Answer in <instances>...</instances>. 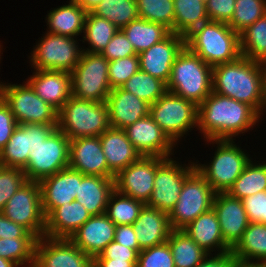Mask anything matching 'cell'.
I'll return each mask as SVG.
<instances>
[{
    "instance_id": "6da1fadb",
    "label": "cell",
    "mask_w": 266,
    "mask_h": 267,
    "mask_svg": "<svg viewBox=\"0 0 266 267\" xmlns=\"http://www.w3.org/2000/svg\"><path fill=\"white\" fill-rule=\"evenodd\" d=\"M197 129L204 140H233L260 122L250 105L213 92L198 106Z\"/></svg>"
},
{
    "instance_id": "7a4b0ae2",
    "label": "cell",
    "mask_w": 266,
    "mask_h": 267,
    "mask_svg": "<svg viewBox=\"0 0 266 267\" xmlns=\"http://www.w3.org/2000/svg\"><path fill=\"white\" fill-rule=\"evenodd\" d=\"M264 64L244 56L212 70V91L252 106L259 114L263 104Z\"/></svg>"
},
{
    "instance_id": "3957f363",
    "label": "cell",
    "mask_w": 266,
    "mask_h": 267,
    "mask_svg": "<svg viewBox=\"0 0 266 267\" xmlns=\"http://www.w3.org/2000/svg\"><path fill=\"white\" fill-rule=\"evenodd\" d=\"M185 46L212 67L242 56L240 34L226 23L211 20L186 35Z\"/></svg>"
},
{
    "instance_id": "277c9868",
    "label": "cell",
    "mask_w": 266,
    "mask_h": 267,
    "mask_svg": "<svg viewBox=\"0 0 266 267\" xmlns=\"http://www.w3.org/2000/svg\"><path fill=\"white\" fill-rule=\"evenodd\" d=\"M212 70L185 46L172 65L167 91L199 106L212 93Z\"/></svg>"
},
{
    "instance_id": "5b68a950",
    "label": "cell",
    "mask_w": 266,
    "mask_h": 267,
    "mask_svg": "<svg viewBox=\"0 0 266 267\" xmlns=\"http://www.w3.org/2000/svg\"><path fill=\"white\" fill-rule=\"evenodd\" d=\"M109 127L105 102L82 100L71 96L58 111L57 128L66 134L69 140L100 136Z\"/></svg>"
},
{
    "instance_id": "8992f818",
    "label": "cell",
    "mask_w": 266,
    "mask_h": 267,
    "mask_svg": "<svg viewBox=\"0 0 266 267\" xmlns=\"http://www.w3.org/2000/svg\"><path fill=\"white\" fill-rule=\"evenodd\" d=\"M234 140H205L207 144H217L212 161L209 164L195 162L196 169L216 193L227 192L251 160Z\"/></svg>"
},
{
    "instance_id": "52a82bcc",
    "label": "cell",
    "mask_w": 266,
    "mask_h": 267,
    "mask_svg": "<svg viewBox=\"0 0 266 267\" xmlns=\"http://www.w3.org/2000/svg\"><path fill=\"white\" fill-rule=\"evenodd\" d=\"M109 61L100 53L84 52L71 74L72 96L77 99L105 102L111 87Z\"/></svg>"
},
{
    "instance_id": "ba28073f",
    "label": "cell",
    "mask_w": 266,
    "mask_h": 267,
    "mask_svg": "<svg viewBox=\"0 0 266 267\" xmlns=\"http://www.w3.org/2000/svg\"><path fill=\"white\" fill-rule=\"evenodd\" d=\"M198 106L171 92L150 105L149 115L176 144L197 128Z\"/></svg>"
},
{
    "instance_id": "9c48e42d",
    "label": "cell",
    "mask_w": 266,
    "mask_h": 267,
    "mask_svg": "<svg viewBox=\"0 0 266 267\" xmlns=\"http://www.w3.org/2000/svg\"><path fill=\"white\" fill-rule=\"evenodd\" d=\"M31 51L30 65L34 70H57L71 73L79 63L83 48L77 38L45 32ZM76 39V40H75Z\"/></svg>"
},
{
    "instance_id": "30bf717a",
    "label": "cell",
    "mask_w": 266,
    "mask_h": 267,
    "mask_svg": "<svg viewBox=\"0 0 266 267\" xmlns=\"http://www.w3.org/2000/svg\"><path fill=\"white\" fill-rule=\"evenodd\" d=\"M216 192L195 169L186 179L175 207L169 213L172 229H183L200 214L213 208Z\"/></svg>"
},
{
    "instance_id": "8fae6325",
    "label": "cell",
    "mask_w": 266,
    "mask_h": 267,
    "mask_svg": "<svg viewBox=\"0 0 266 267\" xmlns=\"http://www.w3.org/2000/svg\"><path fill=\"white\" fill-rule=\"evenodd\" d=\"M1 98L18 124L58 125V111L39 98L27 81L18 85L3 82Z\"/></svg>"
},
{
    "instance_id": "7c38bea8",
    "label": "cell",
    "mask_w": 266,
    "mask_h": 267,
    "mask_svg": "<svg viewBox=\"0 0 266 267\" xmlns=\"http://www.w3.org/2000/svg\"><path fill=\"white\" fill-rule=\"evenodd\" d=\"M70 140L56 128L45 141L29 151L28 165L23 169L27 181L40 182L69 167Z\"/></svg>"
},
{
    "instance_id": "4fadbf2b",
    "label": "cell",
    "mask_w": 266,
    "mask_h": 267,
    "mask_svg": "<svg viewBox=\"0 0 266 267\" xmlns=\"http://www.w3.org/2000/svg\"><path fill=\"white\" fill-rule=\"evenodd\" d=\"M1 213L26 228L37 239L44 236L46 217L42 210L39 182L26 181L7 201Z\"/></svg>"
},
{
    "instance_id": "5bb4252c",
    "label": "cell",
    "mask_w": 266,
    "mask_h": 267,
    "mask_svg": "<svg viewBox=\"0 0 266 267\" xmlns=\"http://www.w3.org/2000/svg\"><path fill=\"white\" fill-rule=\"evenodd\" d=\"M195 169L194 161L182 165L171 157L166 158L157 167L153 192L146 205L169 214L175 207L185 179Z\"/></svg>"
},
{
    "instance_id": "9a60e30c",
    "label": "cell",
    "mask_w": 266,
    "mask_h": 267,
    "mask_svg": "<svg viewBox=\"0 0 266 267\" xmlns=\"http://www.w3.org/2000/svg\"><path fill=\"white\" fill-rule=\"evenodd\" d=\"M165 159L157 156H141L115 176V189L122 195L147 204L153 192L157 167Z\"/></svg>"
},
{
    "instance_id": "2e32d148",
    "label": "cell",
    "mask_w": 266,
    "mask_h": 267,
    "mask_svg": "<svg viewBox=\"0 0 266 267\" xmlns=\"http://www.w3.org/2000/svg\"><path fill=\"white\" fill-rule=\"evenodd\" d=\"M33 267H93V258L85 254L70 239H37Z\"/></svg>"
},
{
    "instance_id": "e0dca14e",
    "label": "cell",
    "mask_w": 266,
    "mask_h": 267,
    "mask_svg": "<svg viewBox=\"0 0 266 267\" xmlns=\"http://www.w3.org/2000/svg\"><path fill=\"white\" fill-rule=\"evenodd\" d=\"M124 130L141 156L172 157L176 144L150 115L136 121Z\"/></svg>"
},
{
    "instance_id": "ac0fdd59",
    "label": "cell",
    "mask_w": 266,
    "mask_h": 267,
    "mask_svg": "<svg viewBox=\"0 0 266 267\" xmlns=\"http://www.w3.org/2000/svg\"><path fill=\"white\" fill-rule=\"evenodd\" d=\"M185 47V36L171 32L165 39L138 54L140 69L168 83L172 65Z\"/></svg>"
},
{
    "instance_id": "d6986e66",
    "label": "cell",
    "mask_w": 266,
    "mask_h": 267,
    "mask_svg": "<svg viewBox=\"0 0 266 267\" xmlns=\"http://www.w3.org/2000/svg\"><path fill=\"white\" fill-rule=\"evenodd\" d=\"M84 176L81 172L66 167L39 182L42 210L46 218L57 207L76 199L79 184Z\"/></svg>"
},
{
    "instance_id": "ffe728a7",
    "label": "cell",
    "mask_w": 266,
    "mask_h": 267,
    "mask_svg": "<svg viewBox=\"0 0 266 267\" xmlns=\"http://www.w3.org/2000/svg\"><path fill=\"white\" fill-rule=\"evenodd\" d=\"M69 167L83 175L115 178L108 169L99 136L70 140Z\"/></svg>"
},
{
    "instance_id": "44dd1931",
    "label": "cell",
    "mask_w": 266,
    "mask_h": 267,
    "mask_svg": "<svg viewBox=\"0 0 266 267\" xmlns=\"http://www.w3.org/2000/svg\"><path fill=\"white\" fill-rule=\"evenodd\" d=\"M213 210L217 214L224 241L233 248L249 225L242 200L227 192H218L213 200Z\"/></svg>"
},
{
    "instance_id": "7402d4cb",
    "label": "cell",
    "mask_w": 266,
    "mask_h": 267,
    "mask_svg": "<svg viewBox=\"0 0 266 267\" xmlns=\"http://www.w3.org/2000/svg\"><path fill=\"white\" fill-rule=\"evenodd\" d=\"M36 95L59 111L72 96L71 74L57 70H35L26 79Z\"/></svg>"
},
{
    "instance_id": "603a6c76",
    "label": "cell",
    "mask_w": 266,
    "mask_h": 267,
    "mask_svg": "<svg viewBox=\"0 0 266 267\" xmlns=\"http://www.w3.org/2000/svg\"><path fill=\"white\" fill-rule=\"evenodd\" d=\"M108 109L109 125L125 129L136 121L149 115L150 104L132 93L113 88L105 101Z\"/></svg>"
},
{
    "instance_id": "cb8c5ba5",
    "label": "cell",
    "mask_w": 266,
    "mask_h": 267,
    "mask_svg": "<svg viewBox=\"0 0 266 267\" xmlns=\"http://www.w3.org/2000/svg\"><path fill=\"white\" fill-rule=\"evenodd\" d=\"M116 225L103 213L91 216L69 238L85 254L94 258L112 241Z\"/></svg>"
},
{
    "instance_id": "d4e9b609",
    "label": "cell",
    "mask_w": 266,
    "mask_h": 267,
    "mask_svg": "<svg viewBox=\"0 0 266 267\" xmlns=\"http://www.w3.org/2000/svg\"><path fill=\"white\" fill-rule=\"evenodd\" d=\"M132 225L141 250L167 242L172 231L169 214L146 204Z\"/></svg>"
},
{
    "instance_id": "484cf974",
    "label": "cell",
    "mask_w": 266,
    "mask_h": 267,
    "mask_svg": "<svg viewBox=\"0 0 266 267\" xmlns=\"http://www.w3.org/2000/svg\"><path fill=\"white\" fill-rule=\"evenodd\" d=\"M99 138L108 169L115 176L141 157L123 129L109 127Z\"/></svg>"
},
{
    "instance_id": "4316f807",
    "label": "cell",
    "mask_w": 266,
    "mask_h": 267,
    "mask_svg": "<svg viewBox=\"0 0 266 267\" xmlns=\"http://www.w3.org/2000/svg\"><path fill=\"white\" fill-rule=\"evenodd\" d=\"M184 230L207 253L223 254L232 250L222 237L218 217L213 208L200 214Z\"/></svg>"
},
{
    "instance_id": "83f0119b",
    "label": "cell",
    "mask_w": 266,
    "mask_h": 267,
    "mask_svg": "<svg viewBox=\"0 0 266 267\" xmlns=\"http://www.w3.org/2000/svg\"><path fill=\"white\" fill-rule=\"evenodd\" d=\"M90 217V213L76 199L65 203L46 218L44 236L69 239Z\"/></svg>"
},
{
    "instance_id": "f1b7e54d",
    "label": "cell",
    "mask_w": 266,
    "mask_h": 267,
    "mask_svg": "<svg viewBox=\"0 0 266 267\" xmlns=\"http://www.w3.org/2000/svg\"><path fill=\"white\" fill-rule=\"evenodd\" d=\"M115 190V178L85 175L79 184L76 200L91 216L105 213L111 193Z\"/></svg>"
},
{
    "instance_id": "f546056e",
    "label": "cell",
    "mask_w": 266,
    "mask_h": 267,
    "mask_svg": "<svg viewBox=\"0 0 266 267\" xmlns=\"http://www.w3.org/2000/svg\"><path fill=\"white\" fill-rule=\"evenodd\" d=\"M55 7L45 17L48 33L78 38L84 32L88 11L75 2Z\"/></svg>"
},
{
    "instance_id": "4dcf8cb0",
    "label": "cell",
    "mask_w": 266,
    "mask_h": 267,
    "mask_svg": "<svg viewBox=\"0 0 266 267\" xmlns=\"http://www.w3.org/2000/svg\"><path fill=\"white\" fill-rule=\"evenodd\" d=\"M231 252L238 261L266 263V225L249 223Z\"/></svg>"
},
{
    "instance_id": "1f68e13d",
    "label": "cell",
    "mask_w": 266,
    "mask_h": 267,
    "mask_svg": "<svg viewBox=\"0 0 266 267\" xmlns=\"http://www.w3.org/2000/svg\"><path fill=\"white\" fill-rule=\"evenodd\" d=\"M121 30L133 45L136 54L149 49L152 45L165 39L171 33L164 25L150 22L139 17L131 21Z\"/></svg>"
},
{
    "instance_id": "d6a6232c",
    "label": "cell",
    "mask_w": 266,
    "mask_h": 267,
    "mask_svg": "<svg viewBox=\"0 0 266 267\" xmlns=\"http://www.w3.org/2000/svg\"><path fill=\"white\" fill-rule=\"evenodd\" d=\"M167 242L175 267H195L209 254L182 229H172Z\"/></svg>"
},
{
    "instance_id": "836d02e7",
    "label": "cell",
    "mask_w": 266,
    "mask_h": 267,
    "mask_svg": "<svg viewBox=\"0 0 266 267\" xmlns=\"http://www.w3.org/2000/svg\"><path fill=\"white\" fill-rule=\"evenodd\" d=\"M207 0H173L174 33L186 36L194 28L208 21Z\"/></svg>"
},
{
    "instance_id": "e575fe53",
    "label": "cell",
    "mask_w": 266,
    "mask_h": 267,
    "mask_svg": "<svg viewBox=\"0 0 266 267\" xmlns=\"http://www.w3.org/2000/svg\"><path fill=\"white\" fill-rule=\"evenodd\" d=\"M118 30L119 28L108 19L99 17L92 11H88L83 40L80 39V41L84 42V44H89V47L86 49L83 47V51L88 53H101Z\"/></svg>"
},
{
    "instance_id": "d590c367",
    "label": "cell",
    "mask_w": 266,
    "mask_h": 267,
    "mask_svg": "<svg viewBox=\"0 0 266 267\" xmlns=\"http://www.w3.org/2000/svg\"><path fill=\"white\" fill-rule=\"evenodd\" d=\"M253 162V160H250L243 172L229 188L227 193L230 196L242 200L260 191H266V163L264 160L262 163Z\"/></svg>"
},
{
    "instance_id": "8d00e7d4",
    "label": "cell",
    "mask_w": 266,
    "mask_h": 267,
    "mask_svg": "<svg viewBox=\"0 0 266 267\" xmlns=\"http://www.w3.org/2000/svg\"><path fill=\"white\" fill-rule=\"evenodd\" d=\"M28 123L18 124L7 144L0 151L4 167L24 169L29 159Z\"/></svg>"
},
{
    "instance_id": "74e56055",
    "label": "cell",
    "mask_w": 266,
    "mask_h": 267,
    "mask_svg": "<svg viewBox=\"0 0 266 267\" xmlns=\"http://www.w3.org/2000/svg\"><path fill=\"white\" fill-rule=\"evenodd\" d=\"M241 55L266 63V14L240 33Z\"/></svg>"
},
{
    "instance_id": "f35d334b",
    "label": "cell",
    "mask_w": 266,
    "mask_h": 267,
    "mask_svg": "<svg viewBox=\"0 0 266 267\" xmlns=\"http://www.w3.org/2000/svg\"><path fill=\"white\" fill-rule=\"evenodd\" d=\"M121 89L126 90L148 104H153L167 92V84L139 69Z\"/></svg>"
},
{
    "instance_id": "ab89813d",
    "label": "cell",
    "mask_w": 266,
    "mask_h": 267,
    "mask_svg": "<svg viewBox=\"0 0 266 267\" xmlns=\"http://www.w3.org/2000/svg\"><path fill=\"white\" fill-rule=\"evenodd\" d=\"M144 205L143 202L122 195L115 189L109 197L105 214L115 225H132Z\"/></svg>"
},
{
    "instance_id": "60d3db41",
    "label": "cell",
    "mask_w": 266,
    "mask_h": 267,
    "mask_svg": "<svg viewBox=\"0 0 266 267\" xmlns=\"http://www.w3.org/2000/svg\"><path fill=\"white\" fill-rule=\"evenodd\" d=\"M91 11L119 29L138 18L136 0H104Z\"/></svg>"
},
{
    "instance_id": "b9f144b4",
    "label": "cell",
    "mask_w": 266,
    "mask_h": 267,
    "mask_svg": "<svg viewBox=\"0 0 266 267\" xmlns=\"http://www.w3.org/2000/svg\"><path fill=\"white\" fill-rule=\"evenodd\" d=\"M36 241L37 238H0V257L21 267H33Z\"/></svg>"
},
{
    "instance_id": "7bdbcfd3",
    "label": "cell",
    "mask_w": 266,
    "mask_h": 267,
    "mask_svg": "<svg viewBox=\"0 0 266 267\" xmlns=\"http://www.w3.org/2000/svg\"><path fill=\"white\" fill-rule=\"evenodd\" d=\"M138 17L167 27L174 33L173 0H136Z\"/></svg>"
},
{
    "instance_id": "ee69618b",
    "label": "cell",
    "mask_w": 266,
    "mask_h": 267,
    "mask_svg": "<svg viewBox=\"0 0 266 267\" xmlns=\"http://www.w3.org/2000/svg\"><path fill=\"white\" fill-rule=\"evenodd\" d=\"M266 14V0H236L235 10L228 25L237 33Z\"/></svg>"
},
{
    "instance_id": "f6af8a7d",
    "label": "cell",
    "mask_w": 266,
    "mask_h": 267,
    "mask_svg": "<svg viewBox=\"0 0 266 267\" xmlns=\"http://www.w3.org/2000/svg\"><path fill=\"white\" fill-rule=\"evenodd\" d=\"M140 69L138 55L109 61V84L111 89L121 87Z\"/></svg>"
},
{
    "instance_id": "bcb514c9",
    "label": "cell",
    "mask_w": 266,
    "mask_h": 267,
    "mask_svg": "<svg viewBox=\"0 0 266 267\" xmlns=\"http://www.w3.org/2000/svg\"><path fill=\"white\" fill-rule=\"evenodd\" d=\"M27 181L22 169L4 167L0 169V212L7 201L18 191Z\"/></svg>"
},
{
    "instance_id": "7dc6e473",
    "label": "cell",
    "mask_w": 266,
    "mask_h": 267,
    "mask_svg": "<svg viewBox=\"0 0 266 267\" xmlns=\"http://www.w3.org/2000/svg\"><path fill=\"white\" fill-rule=\"evenodd\" d=\"M136 267H175L168 242L142 249Z\"/></svg>"
},
{
    "instance_id": "c3c4849f",
    "label": "cell",
    "mask_w": 266,
    "mask_h": 267,
    "mask_svg": "<svg viewBox=\"0 0 266 267\" xmlns=\"http://www.w3.org/2000/svg\"><path fill=\"white\" fill-rule=\"evenodd\" d=\"M104 56L108 61H114L119 58H124L127 56L138 55L133 47V45L129 42L124 32L119 29L111 39V41L107 44V46L100 53Z\"/></svg>"
},
{
    "instance_id": "681fc988",
    "label": "cell",
    "mask_w": 266,
    "mask_h": 267,
    "mask_svg": "<svg viewBox=\"0 0 266 267\" xmlns=\"http://www.w3.org/2000/svg\"><path fill=\"white\" fill-rule=\"evenodd\" d=\"M249 223L266 225V191H260L242 199Z\"/></svg>"
},
{
    "instance_id": "f907efd6",
    "label": "cell",
    "mask_w": 266,
    "mask_h": 267,
    "mask_svg": "<svg viewBox=\"0 0 266 267\" xmlns=\"http://www.w3.org/2000/svg\"><path fill=\"white\" fill-rule=\"evenodd\" d=\"M236 0H207L206 11L211 21L228 24L233 17Z\"/></svg>"
},
{
    "instance_id": "816d5d0a",
    "label": "cell",
    "mask_w": 266,
    "mask_h": 267,
    "mask_svg": "<svg viewBox=\"0 0 266 267\" xmlns=\"http://www.w3.org/2000/svg\"><path fill=\"white\" fill-rule=\"evenodd\" d=\"M18 126L9 106L0 99V151L11 138L15 128Z\"/></svg>"
},
{
    "instance_id": "f5cc1de1",
    "label": "cell",
    "mask_w": 266,
    "mask_h": 267,
    "mask_svg": "<svg viewBox=\"0 0 266 267\" xmlns=\"http://www.w3.org/2000/svg\"><path fill=\"white\" fill-rule=\"evenodd\" d=\"M138 255L139 253L136 250L112 241L93 259L137 261Z\"/></svg>"
},
{
    "instance_id": "db71d44e",
    "label": "cell",
    "mask_w": 266,
    "mask_h": 267,
    "mask_svg": "<svg viewBox=\"0 0 266 267\" xmlns=\"http://www.w3.org/2000/svg\"><path fill=\"white\" fill-rule=\"evenodd\" d=\"M0 238H36L23 226L14 223L0 212Z\"/></svg>"
},
{
    "instance_id": "11a10c76",
    "label": "cell",
    "mask_w": 266,
    "mask_h": 267,
    "mask_svg": "<svg viewBox=\"0 0 266 267\" xmlns=\"http://www.w3.org/2000/svg\"><path fill=\"white\" fill-rule=\"evenodd\" d=\"M56 128L57 125L28 123L29 151H32L34 146L45 141Z\"/></svg>"
},
{
    "instance_id": "9f6ffc18",
    "label": "cell",
    "mask_w": 266,
    "mask_h": 267,
    "mask_svg": "<svg viewBox=\"0 0 266 267\" xmlns=\"http://www.w3.org/2000/svg\"><path fill=\"white\" fill-rule=\"evenodd\" d=\"M136 238L133 225H116L114 241L139 253L141 249Z\"/></svg>"
},
{
    "instance_id": "6f0895ef",
    "label": "cell",
    "mask_w": 266,
    "mask_h": 267,
    "mask_svg": "<svg viewBox=\"0 0 266 267\" xmlns=\"http://www.w3.org/2000/svg\"><path fill=\"white\" fill-rule=\"evenodd\" d=\"M208 254V256L195 267H235L236 257L231 251L223 254Z\"/></svg>"
},
{
    "instance_id": "680465c9",
    "label": "cell",
    "mask_w": 266,
    "mask_h": 267,
    "mask_svg": "<svg viewBox=\"0 0 266 267\" xmlns=\"http://www.w3.org/2000/svg\"><path fill=\"white\" fill-rule=\"evenodd\" d=\"M137 261L93 259V267H136Z\"/></svg>"
},
{
    "instance_id": "91938a15",
    "label": "cell",
    "mask_w": 266,
    "mask_h": 267,
    "mask_svg": "<svg viewBox=\"0 0 266 267\" xmlns=\"http://www.w3.org/2000/svg\"><path fill=\"white\" fill-rule=\"evenodd\" d=\"M71 1L78 4L81 8H84L87 11H91L97 5L102 3L104 0H71Z\"/></svg>"
},
{
    "instance_id": "94428289",
    "label": "cell",
    "mask_w": 266,
    "mask_h": 267,
    "mask_svg": "<svg viewBox=\"0 0 266 267\" xmlns=\"http://www.w3.org/2000/svg\"><path fill=\"white\" fill-rule=\"evenodd\" d=\"M263 112L266 113V63H264V68H263V104L261 107V113L259 114L261 121L263 120L262 119L263 117L261 116Z\"/></svg>"
},
{
    "instance_id": "6125c7cd",
    "label": "cell",
    "mask_w": 266,
    "mask_h": 267,
    "mask_svg": "<svg viewBox=\"0 0 266 267\" xmlns=\"http://www.w3.org/2000/svg\"><path fill=\"white\" fill-rule=\"evenodd\" d=\"M235 267H266V263L236 261Z\"/></svg>"
},
{
    "instance_id": "be15d7a7",
    "label": "cell",
    "mask_w": 266,
    "mask_h": 267,
    "mask_svg": "<svg viewBox=\"0 0 266 267\" xmlns=\"http://www.w3.org/2000/svg\"><path fill=\"white\" fill-rule=\"evenodd\" d=\"M0 267H19V265L11 260L0 257Z\"/></svg>"
},
{
    "instance_id": "e7e4bbea",
    "label": "cell",
    "mask_w": 266,
    "mask_h": 267,
    "mask_svg": "<svg viewBox=\"0 0 266 267\" xmlns=\"http://www.w3.org/2000/svg\"><path fill=\"white\" fill-rule=\"evenodd\" d=\"M2 47H3V45H1V43H0V54H3V53H1ZM0 61H1V55H0ZM2 85H3V82L0 81V99H1V94H2Z\"/></svg>"
}]
</instances>
